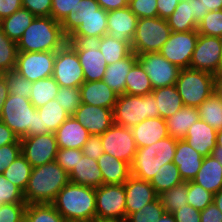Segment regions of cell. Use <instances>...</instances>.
Here are the masks:
<instances>
[{"instance_id": "35", "label": "cell", "mask_w": 222, "mask_h": 222, "mask_svg": "<svg viewBox=\"0 0 222 222\" xmlns=\"http://www.w3.org/2000/svg\"><path fill=\"white\" fill-rule=\"evenodd\" d=\"M43 121V134L55 133V131L70 117L54 99L44 106L37 108Z\"/></svg>"}, {"instance_id": "5", "label": "cell", "mask_w": 222, "mask_h": 222, "mask_svg": "<svg viewBox=\"0 0 222 222\" xmlns=\"http://www.w3.org/2000/svg\"><path fill=\"white\" fill-rule=\"evenodd\" d=\"M113 116L114 124L131 129L147 118L159 117V109L152 93L144 96L121 94L118 95Z\"/></svg>"}, {"instance_id": "29", "label": "cell", "mask_w": 222, "mask_h": 222, "mask_svg": "<svg viewBox=\"0 0 222 222\" xmlns=\"http://www.w3.org/2000/svg\"><path fill=\"white\" fill-rule=\"evenodd\" d=\"M192 181L213 194L217 193L222 189V165L212 155L204 157Z\"/></svg>"}, {"instance_id": "21", "label": "cell", "mask_w": 222, "mask_h": 222, "mask_svg": "<svg viewBox=\"0 0 222 222\" xmlns=\"http://www.w3.org/2000/svg\"><path fill=\"white\" fill-rule=\"evenodd\" d=\"M204 157L184 139H178L173 163L177 165L184 182L192 181L199 171Z\"/></svg>"}, {"instance_id": "72", "label": "cell", "mask_w": 222, "mask_h": 222, "mask_svg": "<svg viewBox=\"0 0 222 222\" xmlns=\"http://www.w3.org/2000/svg\"><path fill=\"white\" fill-rule=\"evenodd\" d=\"M156 222H176L172 213L165 212Z\"/></svg>"}, {"instance_id": "12", "label": "cell", "mask_w": 222, "mask_h": 222, "mask_svg": "<svg viewBox=\"0 0 222 222\" xmlns=\"http://www.w3.org/2000/svg\"><path fill=\"white\" fill-rule=\"evenodd\" d=\"M198 35L197 30L171 32L159 53L180 69L189 68Z\"/></svg>"}, {"instance_id": "59", "label": "cell", "mask_w": 222, "mask_h": 222, "mask_svg": "<svg viewBox=\"0 0 222 222\" xmlns=\"http://www.w3.org/2000/svg\"><path fill=\"white\" fill-rule=\"evenodd\" d=\"M172 214L176 222H201L200 211L191 205H184Z\"/></svg>"}, {"instance_id": "25", "label": "cell", "mask_w": 222, "mask_h": 222, "mask_svg": "<svg viewBox=\"0 0 222 222\" xmlns=\"http://www.w3.org/2000/svg\"><path fill=\"white\" fill-rule=\"evenodd\" d=\"M58 148L82 149L90 134L72 115L55 131Z\"/></svg>"}, {"instance_id": "28", "label": "cell", "mask_w": 222, "mask_h": 222, "mask_svg": "<svg viewBox=\"0 0 222 222\" xmlns=\"http://www.w3.org/2000/svg\"><path fill=\"white\" fill-rule=\"evenodd\" d=\"M102 172L103 184H124L131 176V166L111 156L103 153L97 160Z\"/></svg>"}, {"instance_id": "22", "label": "cell", "mask_w": 222, "mask_h": 222, "mask_svg": "<svg viewBox=\"0 0 222 222\" xmlns=\"http://www.w3.org/2000/svg\"><path fill=\"white\" fill-rule=\"evenodd\" d=\"M79 89L82 103L114 109L118 95L103 80L85 81Z\"/></svg>"}, {"instance_id": "47", "label": "cell", "mask_w": 222, "mask_h": 222, "mask_svg": "<svg viewBox=\"0 0 222 222\" xmlns=\"http://www.w3.org/2000/svg\"><path fill=\"white\" fill-rule=\"evenodd\" d=\"M214 194L205 190L202 186L188 181L187 204L199 211L204 210L213 202Z\"/></svg>"}, {"instance_id": "30", "label": "cell", "mask_w": 222, "mask_h": 222, "mask_svg": "<svg viewBox=\"0 0 222 222\" xmlns=\"http://www.w3.org/2000/svg\"><path fill=\"white\" fill-rule=\"evenodd\" d=\"M100 5L96 0H81L61 22L64 35L69 38L80 24L92 15H100Z\"/></svg>"}, {"instance_id": "39", "label": "cell", "mask_w": 222, "mask_h": 222, "mask_svg": "<svg viewBox=\"0 0 222 222\" xmlns=\"http://www.w3.org/2000/svg\"><path fill=\"white\" fill-rule=\"evenodd\" d=\"M107 65L127 57L131 52V43L122 42L109 36L108 34L101 37V44L99 47Z\"/></svg>"}, {"instance_id": "27", "label": "cell", "mask_w": 222, "mask_h": 222, "mask_svg": "<svg viewBox=\"0 0 222 222\" xmlns=\"http://www.w3.org/2000/svg\"><path fill=\"white\" fill-rule=\"evenodd\" d=\"M137 62V55L132 51L127 57L107 65L103 81L117 95L126 94V75Z\"/></svg>"}, {"instance_id": "17", "label": "cell", "mask_w": 222, "mask_h": 222, "mask_svg": "<svg viewBox=\"0 0 222 222\" xmlns=\"http://www.w3.org/2000/svg\"><path fill=\"white\" fill-rule=\"evenodd\" d=\"M221 38L198 35L189 68L213 75L220 72Z\"/></svg>"}, {"instance_id": "50", "label": "cell", "mask_w": 222, "mask_h": 222, "mask_svg": "<svg viewBox=\"0 0 222 222\" xmlns=\"http://www.w3.org/2000/svg\"><path fill=\"white\" fill-rule=\"evenodd\" d=\"M6 78L9 94L29 98L32 92L33 82L27 80L15 70L3 74Z\"/></svg>"}, {"instance_id": "15", "label": "cell", "mask_w": 222, "mask_h": 222, "mask_svg": "<svg viewBox=\"0 0 222 222\" xmlns=\"http://www.w3.org/2000/svg\"><path fill=\"white\" fill-rule=\"evenodd\" d=\"M20 142L21 154L32 167L55 161L59 149L55 133L24 136Z\"/></svg>"}, {"instance_id": "31", "label": "cell", "mask_w": 222, "mask_h": 222, "mask_svg": "<svg viewBox=\"0 0 222 222\" xmlns=\"http://www.w3.org/2000/svg\"><path fill=\"white\" fill-rule=\"evenodd\" d=\"M200 119L196 107L184 106L177 113L165 119L168 135L184 139L188 129Z\"/></svg>"}, {"instance_id": "37", "label": "cell", "mask_w": 222, "mask_h": 222, "mask_svg": "<svg viewBox=\"0 0 222 222\" xmlns=\"http://www.w3.org/2000/svg\"><path fill=\"white\" fill-rule=\"evenodd\" d=\"M152 91L153 87L148 74L136 62L126 75V94L144 96Z\"/></svg>"}, {"instance_id": "23", "label": "cell", "mask_w": 222, "mask_h": 222, "mask_svg": "<svg viewBox=\"0 0 222 222\" xmlns=\"http://www.w3.org/2000/svg\"><path fill=\"white\" fill-rule=\"evenodd\" d=\"M216 134V129L199 119L188 129L184 140L203 157H207L216 146Z\"/></svg>"}, {"instance_id": "2", "label": "cell", "mask_w": 222, "mask_h": 222, "mask_svg": "<svg viewBox=\"0 0 222 222\" xmlns=\"http://www.w3.org/2000/svg\"><path fill=\"white\" fill-rule=\"evenodd\" d=\"M95 188L69 182L56 195L51 203L68 221L96 219Z\"/></svg>"}, {"instance_id": "24", "label": "cell", "mask_w": 222, "mask_h": 222, "mask_svg": "<svg viewBox=\"0 0 222 222\" xmlns=\"http://www.w3.org/2000/svg\"><path fill=\"white\" fill-rule=\"evenodd\" d=\"M137 148L149 146L168 137L165 119L161 117L147 118L131 128Z\"/></svg>"}, {"instance_id": "61", "label": "cell", "mask_w": 222, "mask_h": 222, "mask_svg": "<svg viewBox=\"0 0 222 222\" xmlns=\"http://www.w3.org/2000/svg\"><path fill=\"white\" fill-rule=\"evenodd\" d=\"M180 0H157L158 17L167 19L176 9Z\"/></svg>"}, {"instance_id": "67", "label": "cell", "mask_w": 222, "mask_h": 222, "mask_svg": "<svg viewBox=\"0 0 222 222\" xmlns=\"http://www.w3.org/2000/svg\"><path fill=\"white\" fill-rule=\"evenodd\" d=\"M8 96H9V89L6 78L3 74H0V118L4 102L6 101Z\"/></svg>"}, {"instance_id": "32", "label": "cell", "mask_w": 222, "mask_h": 222, "mask_svg": "<svg viewBox=\"0 0 222 222\" xmlns=\"http://www.w3.org/2000/svg\"><path fill=\"white\" fill-rule=\"evenodd\" d=\"M156 105L159 109V117L167 119L184 107L181 96L174 85L153 89Z\"/></svg>"}, {"instance_id": "40", "label": "cell", "mask_w": 222, "mask_h": 222, "mask_svg": "<svg viewBox=\"0 0 222 222\" xmlns=\"http://www.w3.org/2000/svg\"><path fill=\"white\" fill-rule=\"evenodd\" d=\"M32 168L27 159L20 154L10 166L3 171V175L24 192L31 176Z\"/></svg>"}, {"instance_id": "20", "label": "cell", "mask_w": 222, "mask_h": 222, "mask_svg": "<svg viewBox=\"0 0 222 222\" xmlns=\"http://www.w3.org/2000/svg\"><path fill=\"white\" fill-rule=\"evenodd\" d=\"M138 19L128 6L108 11L107 34L116 40L131 43Z\"/></svg>"}, {"instance_id": "9", "label": "cell", "mask_w": 222, "mask_h": 222, "mask_svg": "<svg viewBox=\"0 0 222 222\" xmlns=\"http://www.w3.org/2000/svg\"><path fill=\"white\" fill-rule=\"evenodd\" d=\"M34 110L29 98L9 94L2 108L0 121L21 139L33 127Z\"/></svg>"}, {"instance_id": "56", "label": "cell", "mask_w": 222, "mask_h": 222, "mask_svg": "<svg viewBox=\"0 0 222 222\" xmlns=\"http://www.w3.org/2000/svg\"><path fill=\"white\" fill-rule=\"evenodd\" d=\"M22 7L36 17L51 16L52 0H22Z\"/></svg>"}, {"instance_id": "49", "label": "cell", "mask_w": 222, "mask_h": 222, "mask_svg": "<svg viewBox=\"0 0 222 222\" xmlns=\"http://www.w3.org/2000/svg\"><path fill=\"white\" fill-rule=\"evenodd\" d=\"M55 100L71 116L82 103L80 89L60 87Z\"/></svg>"}, {"instance_id": "64", "label": "cell", "mask_w": 222, "mask_h": 222, "mask_svg": "<svg viewBox=\"0 0 222 222\" xmlns=\"http://www.w3.org/2000/svg\"><path fill=\"white\" fill-rule=\"evenodd\" d=\"M105 11L116 10L128 6L129 0H96Z\"/></svg>"}, {"instance_id": "13", "label": "cell", "mask_w": 222, "mask_h": 222, "mask_svg": "<svg viewBox=\"0 0 222 222\" xmlns=\"http://www.w3.org/2000/svg\"><path fill=\"white\" fill-rule=\"evenodd\" d=\"M56 51H18L15 71L31 82L53 76Z\"/></svg>"}, {"instance_id": "16", "label": "cell", "mask_w": 222, "mask_h": 222, "mask_svg": "<svg viewBox=\"0 0 222 222\" xmlns=\"http://www.w3.org/2000/svg\"><path fill=\"white\" fill-rule=\"evenodd\" d=\"M95 194L96 218L126 219L124 184H103Z\"/></svg>"}, {"instance_id": "34", "label": "cell", "mask_w": 222, "mask_h": 222, "mask_svg": "<svg viewBox=\"0 0 222 222\" xmlns=\"http://www.w3.org/2000/svg\"><path fill=\"white\" fill-rule=\"evenodd\" d=\"M166 20L172 32L197 30L199 24L192 14V0H180L175 11Z\"/></svg>"}, {"instance_id": "66", "label": "cell", "mask_w": 222, "mask_h": 222, "mask_svg": "<svg viewBox=\"0 0 222 222\" xmlns=\"http://www.w3.org/2000/svg\"><path fill=\"white\" fill-rule=\"evenodd\" d=\"M203 12L206 15L209 11L222 10V0H200Z\"/></svg>"}, {"instance_id": "10", "label": "cell", "mask_w": 222, "mask_h": 222, "mask_svg": "<svg viewBox=\"0 0 222 222\" xmlns=\"http://www.w3.org/2000/svg\"><path fill=\"white\" fill-rule=\"evenodd\" d=\"M52 77L60 87L79 88L85 82L76 50L68 42L56 51Z\"/></svg>"}, {"instance_id": "63", "label": "cell", "mask_w": 222, "mask_h": 222, "mask_svg": "<svg viewBox=\"0 0 222 222\" xmlns=\"http://www.w3.org/2000/svg\"><path fill=\"white\" fill-rule=\"evenodd\" d=\"M19 140L18 136L0 121V147L6 144L15 143Z\"/></svg>"}, {"instance_id": "71", "label": "cell", "mask_w": 222, "mask_h": 222, "mask_svg": "<svg viewBox=\"0 0 222 222\" xmlns=\"http://www.w3.org/2000/svg\"><path fill=\"white\" fill-rule=\"evenodd\" d=\"M213 202L217 208L222 212V189L214 194Z\"/></svg>"}, {"instance_id": "57", "label": "cell", "mask_w": 222, "mask_h": 222, "mask_svg": "<svg viewBox=\"0 0 222 222\" xmlns=\"http://www.w3.org/2000/svg\"><path fill=\"white\" fill-rule=\"evenodd\" d=\"M81 0H52L51 17L62 22Z\"/></svg>"}, {"instance_id": "52", "label": "cell", "mask_w": 222, "mask_h": 222, "mask_svg": "<svg viewBox=\"0 0 222 222\" xmlns=\"http://www.w3.org/2000/svg\"><path fill=\"white\" fill-rule=\"evenodd\" d=\"M82 155L83 153L81 149L59 148L55 161L69 174L77 164L79 157H82Z\"/></svg>"}, {"instance_id": "54", "label": "cell", "mask_w": 222, "mask_h": 222, "mask_svg": "<svg viewBox=\"0 0 222 222\" xmlns=\"http://www.w3.org/2000/svg\"><path fill=\"white\" fill-rule=\"evenodd\" d=\"M26 203L0 205V222H24Z\"/></svg>"}, {"instance_id": "53", "label": "cell", "mask_w": 222, "mask_h": 222, "mask_svg": "<svg viewBox=\"0 0 222 222\" xmlns=\"http://www.w3.org/2000/svg\"><path fill=\"white\" fill-rule=\"evenodd\" d=\"M128 7L138 18L158 16L157 0H129Z\"/></svg>"}, {"instance_id": "11", "label": "cell", "mask_w": 222, "mask_h": 222, "mask_svg": "<svg viewBox=\"0 0 222 222\" xmlns=\"http://www.w3.org/2000/svg\"><path fill=\"white\" fill-rule=\"evenodd\" d=\"M137 62L148 74L153 89L174 85L181 69L168 61L159 52L137 55Z\"/></svg>"}, {"instance_id": "73", "label": "cell", "mask_w": 222, "mask_h": 222, "mask_svg": "<svg viewBox=\"0 0 222 222\" xmlns=\"http://www.w3.org/2000/svg\"><path fill=\"white\" fill-rule=\"evenodd\" d=\"M95 222H127V220L117 218H96Z\"/></svg>"}, {"instance_id": "45", "label": "cell", "mask_w": 222, "mask_h": 222, "mask_svg": "<svg viewBox=\"0 0 222 222\" xmlns=\"http://www.w3.org/2000/svg\"><path fill=\"white\" fill-rule=\"evenodd\" d=\"M17 55V43L0 30V74L15 70Z\"/></svg>"}, {"instance_id": "4", "label": "cell", "mask_w": 222, "mask_h": 222, "mask_svg": "<svg viewBox=\"0 0 222 222\" xmlns=\"http://www.w3.org/2000/svg\"><path fill=\"white\" fill-rule=\"evenodd\" d=\"M177 140L168 136L149 146L137 148L130 165L131 175L150 182L162 165L173 162Z\"/></svg>"}, {"instance_id": "60", "label": "cell", "mask_w": 222, "mask_h": 222, "mask_svg": "<svg viewBox=\"0 0 222 222\" xmlns=\"http://www.w3.org/2000/svg\"><path fill=\"white\" fill-rule=\"evenodd\" d=\"M200 218L201 222H222V212L212 202L204 210L200 211Z\"/></svg>"}, {"instance_id": "48", "label": "cell", "mask_w": 222, "mask_h": 222, "mask_svg": "<svg viewBox=\"0 0 222 222\" xmlns=\"http://www.w3.org/2000/svg\"><path fill=\"white\" fill-rule=\"evenodd\" d=\"M165 213L161 200L158 197L155 201L143 206L138 212L127 217V222H156Z\"/></svg>"}, {"instance_id": "70", "label": "cell", "mask_w": 222, "mask_h": 222, "mask_svg": "<svg viewBox=\"0 0 222 222\" xmlns=\"http://www.w3.org/2000/svg\"><path fill=\"white\" fill-rule=\"evenodd\" d=\"M212 152H222V129L217 130L216 146Z\"/></svg>"}, {"instance_id": "44", "label": "cell", "mask_w": 222, "mask_h": 222, "mask_svg": "<svg viewBox=\"0 0 222 222\" xmlns=\"http://www.w3.org/2000/svg\"><path fill=\"white\" fill-rule=\"evenodd\" d=\"M187 193L188 182L183 181L181 184L164 191L158 197L161 200L165 212L173 213L184 205H188Z\"/></svg>"}, {"instance_id": "38", "label": "cell", "mask_w": 222, "mask_h": 222, "mask_svg": "<svg viewBox=\"0 0 222 222\" xmlns=\"http://www.w3.org/2000/svg\"><path fill=\"white\" fill-rule=\"evenodd\" d=\"M32 86L29 99L36 109L54 100L60 88L53 77L37 80Z\"/></svg>"}, {"instance_id": "14", "label": "cell", "mask_w": 222, "mask_h": 222, "mask_svg": "<svg viewBox=\"0 0 222 222\" xmlns=\"http://www.w3.org/2000/svg\"><path fill=\"white\" fill-rule=\"evenodd\" d=\"M100 137L105 153L132 164L137 146L130 128L113 124Z\"/></svg>"}, {"instance_id": "8", "label": "cell", "mask_w": 222, "mask_h": 222, "mask_svg": "<svg viewBox=\"0 0 222 222\" xmlns=\"http://www.w3.org/2000/svg\"><path fill=\"white\" fill-rule=\"evenodd\" d=\"M171 28L167 20L160 17L139 18L131 49L136 54L159 52L169 39Z\"/></svg>"}, {"instance_id": "68", "label": "cell", "mask_w": 222, "mask_h": 222, "mask_svg": "<svg viewBox=\"0 0 222 222\" xmlns=\"http://www.w3.org/2000/svg\"><path fill=\"white\" fill-rule=\"evenodd\" d=\"M213 94L222 102V72H219L214 77Z\"/></svg>"}, {"instance_id": "74", "label": "cell", "mask_w": 222, "mask_h": 222, "mask_svg": "<svg viewBox=\"0 0 222 222\" xmlns=\"http://www.w3.org/2000/svg\"><path fill=\"white\" fill-rule=\"evenodd\" d=\"M211 155L222 165V152H212Z\"/></svg>"}, {"instance_id": "69", "label": "cell", "mask_w": 222, "mask_h": 222, "mask_svg": "<svg viewBox=\"0 0 222 222\" xmlns=\"http://www.w3.org/2000/svg\"><path fill=\"white\" fill-rule=\"evenodd\" d=\"M192 14L198 23L204 18L205 14L200 0H192Z\"/></svg>"}, {"instance_id": "46", "label": "cell", "mask_w": 222, "mask_h": 222, "mask_svg": "<svg viewBox=\"0 0 222 222\" xmlns=\"http://www.w3.org/2000/svg\"><path fill=\"white\" fill-rule=\"evenodd\" d=\"M197 31L200 35L222 37V10L209 11L199 22Z\"/></svg>"}, {"instance_id": "42", "label": "cell", "mask_w": 222, "mask_h": 222, "mask_svg": "<svg viewBox=\"0 0 222 222\" xmlns=\"http://www.w3.org/2000/svg\"><path fill=\"white\" fill-rule=\"evenodd\" d=\"M108 12L100 8V15H92L85 19L71 36L103 37L107 34Z\"/></svg>"}, {"instance_id": "33", "label": "cell", "mask_w": 222, "mask_h": 222, "mask_svg": "<svg viewBox=\"0 0 222 222\" xmlns=\"http://www.w3.org/2000/svg\"><path fill=\"white\" fill-rule=\"evenodd\" d=\"M36 16L25 8H20L11 16L0 21L3 33L12 41L18 42Z\"/></svg>"}, {"instance_id": "65", "label": "cell", "mask_w": 222, "mask_h": 222, "mask_svg": "<svg viewBox=\"0 0 222 222\" xmlns=\"http://www.w3.org/2000/svg\"><path fill=\"white\" fill-rule=\"evenodd\" d=\"M41 134H43V121L38 110L35 108L33 127L25 136H34V135H41Z\"/></svg>"}, {"instance_id": "76", "label": "cell", "mask_w": 222, "mask_h": 222, "mask_svg": "<svg viewBox=\"0 0 222 222\" xmlns=\"http://www.w3.org/2000/svg\"><path fill=\"white\" fill-rule=\"evenodd\" d=\"M73 222H95V220H87V221H73Z\"/></svg>"}, {"instance_id": "75", "label": "cell", "mask_w": 222, "mask_h": 222, "mask_svg": "<svg viewBox=\"0 0 222 222\" xmlns=\"http://www.w3.org/2000/svg\"><path fill=\"white\" fill-rule=\"evenodd\" d=\"M220 72H222V37H221V51H220Z\"/></svg>"}, {"instance_id": "6", "label": "cell", "mask_w": 222, "mask_h": 222, "mask_svg": "<svg viewBox=\"0 0 222 222\" xmlns=\"http://www.w3.org/2000/svg\"><path fill=\"white\" fill-rule=\"evenodd\" d=\"M215 75L191 68L181 69L175 86L182 98L184 106L198 108L213 94Z\"/></svg>"}, {"instance_id": "1", "label": "cell", "mask_w": 222, "mask_h": 222, "mask_svg": "<svg viewBox=\"0 0 222 222\" xmlns=\"http://www.w3.org/2000/svg\"><path fill=\"white\" fill-rule=\"evenodd\" d=\"M68 173L56 161L33 167L23 192L26 204H51L58 192L69 183Z\"/></svg>"}, {"instance_id": "41", "label": "cell", "mask_w": 222, "mask_h": 222, "mask_svg": "<svg viewBox=\"0 0 222 222\" xmlns=\"http://www.w3.org/2000/svg\"><path fill=\"white\" fill-rule=\"evenodd\" d=\"M24 222H68L52 204H27Z\"/></svg>"}, {"instance_id": "55", "label": "cell", "mask_w": 222, "mask_h": 222, "mask_svg": "<svg viewBox=\"0 0 222 222\" xmlns=\"http://www.w3.org/2000/svg\"><path fill=\"white\" fill-rule=\"evenodd\" d=\"M21 154L20 139L11 144H6L0 147V174L7 169L10 164Z\"/></svg>"}, {"instance_id": "18", "label": "cell", "mask_w": 222, "mask_h": 222, "mask_svg": "<svg viewBox=\"0 0 222 222\" xmlns=\"http://www.w3.org/2000/svg\"><path fill=\"white\" fill-rule=\"evenodd\" d=\"M90 135H102L114 124L113 110L81 103L72 115Z\"/></svg>"}, {"instance_id": "62", "label": "cell", "mask_w": 222, "mask_h": 222, "mask_svg": "<svg viewBox=\"0 0 222 222\" xmlns=\"http://www.w3.org/2000/svg\"><path fill=\"white\" fill-rule=\"evenodd\" d=\"M22 8V0H0V21Z\"/></svg>"}, {"instance_id": "43", "label": "cell", "mask_w": 222, "mask_h": 222, "mask_svg": "<svg viewBox=\"0 0 222 222\" xmlns=\"http://www.w3.org/2000/svg\"><path fill=\"white\" fill-rule=\"evenodd\" d=\"M200 119L216 130L222 129V102L211 94L198 108Z\"/></svg>"}, {"instance_id": "7", "label": "cell", "mask_w": 222, "mask_h": 222, "mask_svg": "<svg viewBox=\"0 0 222 222\" xmlns=\"http://www.w3.org/2000/svg\"><path fill=\"white\" fill-rule=\"evenodd\" d=\"M68 43L76 50L85 81L102 80L107 68V62L99 49L101 38L95 36H70Z\"/></svg>"}, {"instance_id": "19", "label": "cell", "mask_w": 222, "mask_h": 222, "mask_svg": "<svg viewBox=\"0 0 222 222\" xmlns=\"http://www.w3.org/2000/svg\"><path fill=\"white\" fill-rule=\"evenodd\" d=\"M126 219L143 206L155 201L158 198L155 189L149 181L139 179L133 175L124 183Z\"/></svg>"}, {"instance_id": "26", "label": "cell", "mask_w": 222, "mask_h": 222, "mask_svg": "<svg viewBox=\"0 0 222 222\" xmlns=\"http://www.w3.org/2000/svg\"><path fill=\"white\" fill-rule=\"evenodd\" d=\"M68 175L69 181L75 184L95 189L103 185L102 172L100 171L97 160L88 158L85 155L79 157L74 169Z\"/></svg>"}, {"instance_id": "3", "label": "cell", "mask_w": 222, "mask_h": 222, "mask_svg": "<svg viewBox=\"0 0 222 222\" xmlns=\"http://www.w3.org/2000/svg\"><path fill=\"white\" fill-rule=\"evenodd\" d=\"M68 42L61 23L49 17H35L17 42L20 52L57 51Z\"/></svg>"}, {"instance_id": "58", "label": "cell", "mask_w": 222, "mask_h": 222, "mask_svg": "<svg viewBox=\"0 0 222 222\" xmlns=\"http://www.w3.org/2000/svg\"><path fill=\"white\" fill-rule=\"evenodd\" d=\"M81 150L83 155L88 158L98 160V158L104 153L101 137L99 135H90Z\"/></svg>"}, {"instance_id": "51", "label": "cell", "mask_w": 222, "mask_h": 222, "mask_svg": "<svg viewBox=\"0 0 222 222\" xmlns=\"http://www.w3.org/2000/svg\"><path fill=\"white\" fill-rule=\"evenodd\" d=\"M14 203H26L23 191L0 174V205Z\"/></svg>"}, {"instance_id": "36", "label": "cell", "mask_w": 222, "mask_h": 222, "mask_svg": "<svg viewBox=\"0 0 222 222\" xmlns=\"http://www.w3.org/2000/svg\"><path fill=\"white\" fill-rule=\"evenodd\" d=\"M183 182L177 165L173 162L165 163L160 167V170L156 172L155 176L150 181V184L155 189V192L159 196L164 191L175 187Z\"/></svg>"}]
</instances>
